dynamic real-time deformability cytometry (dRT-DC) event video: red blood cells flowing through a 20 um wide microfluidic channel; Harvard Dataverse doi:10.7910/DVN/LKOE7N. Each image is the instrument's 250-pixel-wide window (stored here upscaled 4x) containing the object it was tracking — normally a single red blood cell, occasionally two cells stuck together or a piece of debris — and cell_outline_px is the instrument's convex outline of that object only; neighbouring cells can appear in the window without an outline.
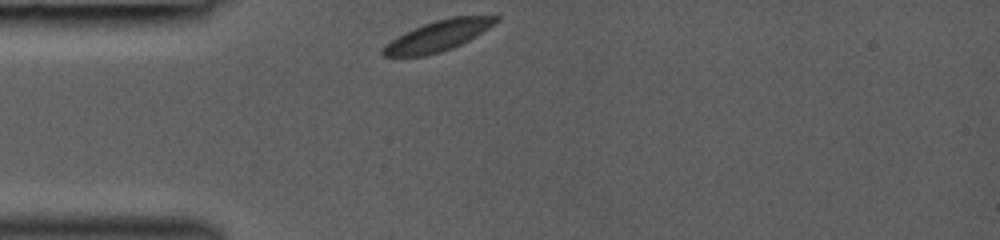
{"species": "common noctule bat (a hibernating species)", "species_latin": "Nyctalus noctula", "temperature_condition": "room temperature", "stored_images_in_passage": 28, "camera_frame_rate_fps": 3000, "um_per_image_px": 0.085, "animal": {"sex": "female", "body_mass_g": 19.0, "forearm_length_mm": 53.3}, "frame": {"image": 1, "passage_image": 1, "time_ms": 0.0, "image_size_px": [1000, 240], "cell_outline_px": [[500, 20], [476, 36], [452, 48], [440, 52], [424, 56], [384, 56], [380, 52], [392, 40], [404, 32], [424, 24], [436, 20], [452, 16], [500, 16]], "centroid_in_image_um": [37.26, 3.04], "position_along_channel_um": 47.7, "area_um2": 19.77}}
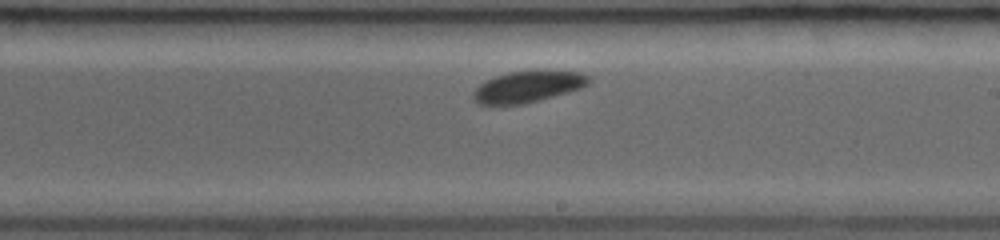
{"frame": {"image": 2, "passage_image": 16, "time_ms": 5.0, "image_size_px": [1000, 240], "cell_outline_px": [[592, 80], [588, 84], [580, 88], [568, 92], [540, 100], [524, 104], [476, 104], [472, 96], [472, 92], [480, 84], [496, 76], [508, 72], [544, 68], [580, 72], [592, 76]], "centroid_in_image_um": [44.93, 7.32], "position_along_channel_um": 244.1, "area_um2": 21.73}}
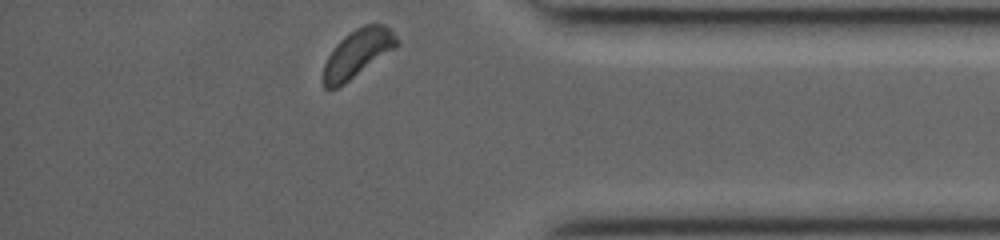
{"frame": {"image": 3, "passage_image": 28, "time_ms": 9.0, "image_size_px": [1000, 240], "cell_outline_px": [[400, 44], [396, 48], [344, 84], [336, 88], [324, 88], [324, 64], [332, 48], [344, 36], [356, 28], [364, 24], [384, 24], [400, 40]], "centroid_in_image_um": [30.42, 4.52], "position_along_channel_um": 404.8, "area_um2": 20.4}}